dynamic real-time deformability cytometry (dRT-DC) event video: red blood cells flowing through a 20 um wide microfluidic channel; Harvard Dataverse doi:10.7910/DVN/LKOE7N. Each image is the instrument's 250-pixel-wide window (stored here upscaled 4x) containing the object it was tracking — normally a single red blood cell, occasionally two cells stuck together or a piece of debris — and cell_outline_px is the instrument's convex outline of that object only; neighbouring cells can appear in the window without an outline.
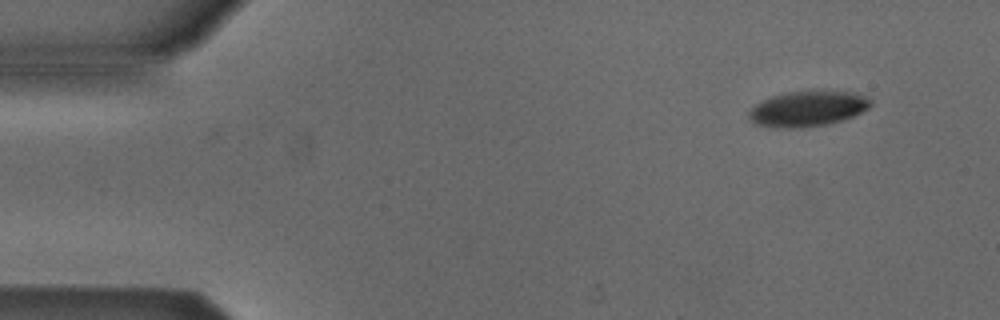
{"species": "Egyptian fruit bat (a non-hibernating species)", "species_latin": "Rousettus aegyptiacus", "temperature_condition": "cold", "stored_images_in_passage": 3, "camera_frame_rate_fps": 3000, "um_per_image_px": 0.085, "animal": {"sex": "male"}, "frame": {"image": 1, "passage_image": 1, "time_ms": 0.0, "image_size_px": [1000, 320], "cell_outline_px": [[872, 104], [868, 108], [852, 116], [840, 120], [824, 124], [756, 124], [748, 116], [748, 112], [756, 104], [772, 96], [784, 92], [816, 88], [856, 92], [872, 100]], "centroid_in_image_um": [68.76, 9.1], "position_along_channel_um": 16.2, "area_um2": 24.33}}
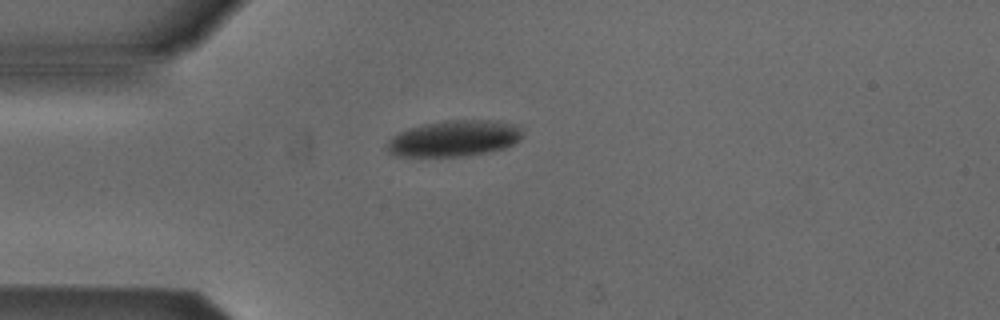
{"frame": {"image": 2, "passage_image": 3, "time_ms": 3.0, "image_size_px": [1000, 320], "cell_outline_px": [[524, 136], [520, 140], [504, 148], [488, 152], [460, 156], [396, 156], [388, 152], [388, 140], [392, 136], [408, 128], [424, 124], [444, 120], [496, 120], [516, 124], [524, 132]], "centroid_in_image_um": [38.64, 11.75], "position_along_channel_um": 46.4, "area_um2": 28.61}}